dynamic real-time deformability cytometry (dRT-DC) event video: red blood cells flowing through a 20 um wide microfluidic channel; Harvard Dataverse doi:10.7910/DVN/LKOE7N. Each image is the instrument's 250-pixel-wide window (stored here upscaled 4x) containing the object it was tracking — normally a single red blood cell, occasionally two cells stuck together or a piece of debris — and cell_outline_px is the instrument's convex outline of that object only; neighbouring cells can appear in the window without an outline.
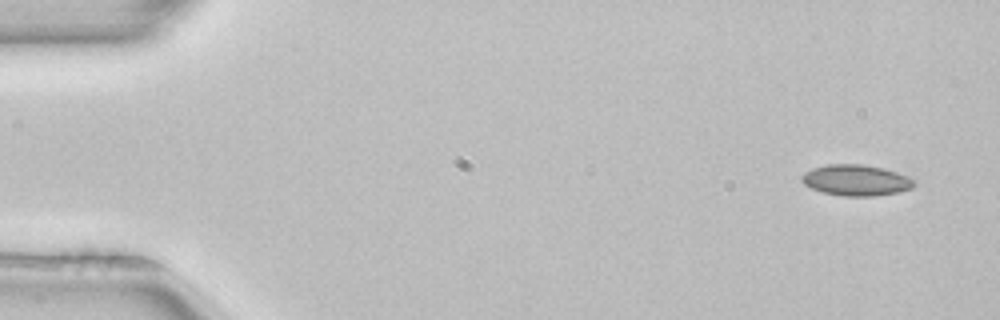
{"species": "common noctule bat (a hibernating species)", "species_latin": "Nyctalus noctula", "temperature_condition": "room temperature", "stored_images_in_passage": 15, "camera_frame_rate_fps": 3000, "um_per_image_px": 0.085, "animal": {"sex": "female", "body_mass_g": 22.7, "forearm_length_mm": 54.2}, "frame": {"image": 1, "passage_image": 1, "time_ms": 0.0, "image_size_px": [1000, 320], "cell_outline_px": [[916, 180], [912, 188], [900, 192], [876, 196], [844, 196], [824, 192], [812, 188], [804, 184], [800, 180], [800, 176], [804, 172], [812, 168], [828, 164], [860, 164], [884, 168], [908, 176]], "centroid_in_image_um": [72.77, 15.31], "position_along_channel_um": 12.2, "area_um2": 20.4}}
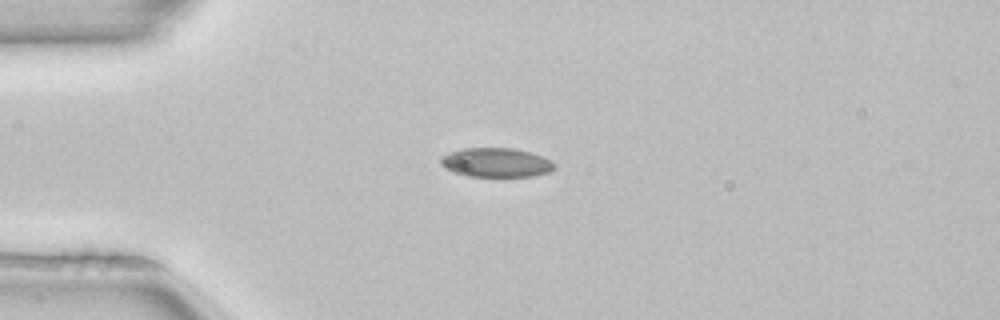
{"frame": {"image": 2, "passage_image": 11, "time_ms": 3.333, "image_size_px": [1000, 320], "cell_outline_px": [[556, 168], [552, 172], [532, 176], [468, 176], [452, 172], [444, 168], [440, 164], [440, 156], [464, 148], [512, 148], [528, 152], [552, 160], [556, 164]], "centroid_in_image_um": [42.18, 13.82], "position_along_channel_um": 42.8, "area_um2": 19.42}}